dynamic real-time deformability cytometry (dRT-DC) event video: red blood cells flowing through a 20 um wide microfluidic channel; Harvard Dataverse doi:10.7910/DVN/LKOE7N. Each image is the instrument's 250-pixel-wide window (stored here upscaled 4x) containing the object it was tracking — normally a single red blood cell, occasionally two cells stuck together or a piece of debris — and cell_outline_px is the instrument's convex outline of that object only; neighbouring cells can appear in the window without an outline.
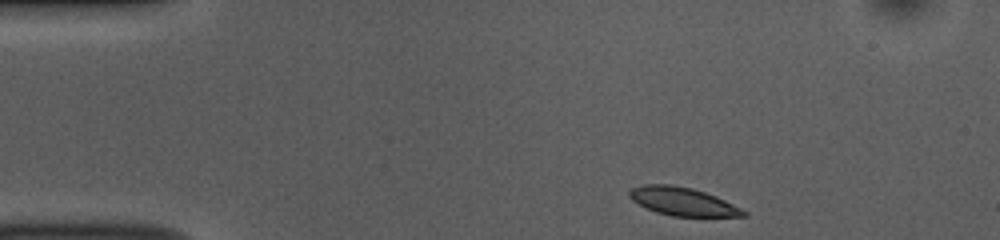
{"species": "common noctule bat (a hibernating species)", "species_latin": "Nyctalus noctula", "temperature_condition": "room temperature", "stored_images_in_passage": 46, "camera_frame_rate_fps": 3000, "um_per_image_px": 0.085, "animal": {"sex": "female", "body_mass_g": 10.0, "forearm_length_mm": 53.1}, "frame": {"image": 1, "passage_image": 1, "time_ms": 0.0, "image_size_px": [1000, 240], "cell_outline_px": [[748, 216], [672, 216], [656, 212], [632, 200], [628, 196], [628, 192], [632, 188], [644, 184], [672, 184], [692, 188], [716, 196], [748, 212]], "centroid_in_image_um": [58.02, 17.12], "position_along_channel_um": 27.0, "area_um2": 18.61}}
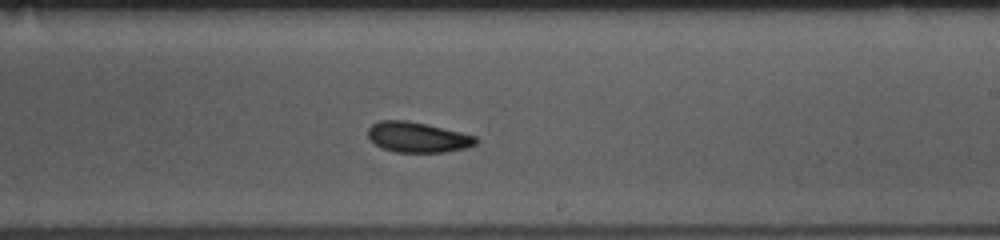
{"frame": {"image": 2, "passage_image": 24, "time_ms": 7.667, "image_size_px": [1000, 240], "cell_outline_px": [[480, 140], [476, 144], [464, 148], [444, 152], [396, 152], [384, 148], [376, 144], [368, 136], [368, 128], [372, 124], [380, 120], [408, 120], [460, 132], [476, 136]], "centroid_in_image_um": [35.51, 11.66], "position_along_channel_um": 253.5, "area_um2": 18.9}}
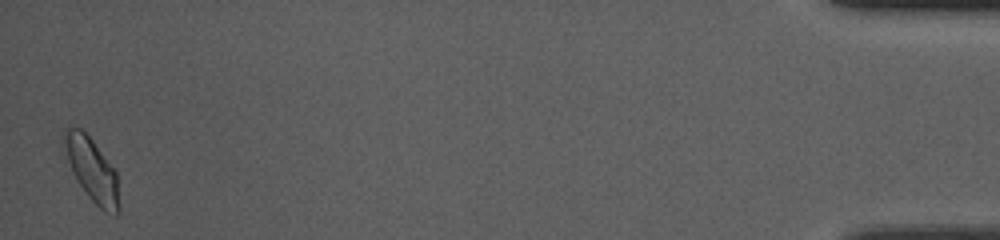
{"frame": {"image": 3, "passage_image": 45, "time_ms": 14.667, "image_size_px": [1000, 240], "cell_outline_px": [[120, 212], [116, 216], [104, 212], [88, 196], [80, 184], [60, 144], [60, 136], [64, 128], [68, 124], [80, 128], [92, 140], [116, 172], [120, 208]], "centroid_in_image_um": [7.77, 14.38], "position_along_channel_um": 427.4, "area_um2": 20.46}, "authors_computed_cell_mechanics": {"area_um2": 19.1896, "velocity_mm_per_s": 3.7494, "shape_relaxation_time_tau1_ms": 2.3518, "shape_relaxation_time_tau2_ms": 2.7595, "deformation_change_tau1": 0.1089, "deformation_change_tau2": 0.0767}}